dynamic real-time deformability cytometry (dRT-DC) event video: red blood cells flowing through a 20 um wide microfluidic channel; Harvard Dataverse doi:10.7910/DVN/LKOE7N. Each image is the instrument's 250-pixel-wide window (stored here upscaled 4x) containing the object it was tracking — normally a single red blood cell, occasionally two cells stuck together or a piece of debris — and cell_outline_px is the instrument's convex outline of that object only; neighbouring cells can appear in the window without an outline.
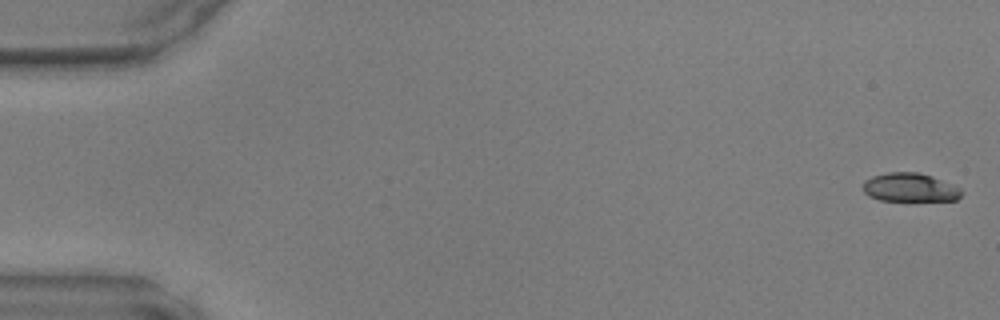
{"species": "common noctule bat (a hibernating species)", "species_latin": "Nyctalus noctula", "temperature_condition": "warm", "stored_images_in_passage": 48, "camera_frame_rate_fps": 3000, "um_per_image_px": 0.085, "animal": {"sex": "male", "body_mass_g": 17.9, "forearm_length_mm": 54.2}, "frame": {"image": 1, "passage_image": 1, "time_ms": 0.0, "image_size_px": [1000, 320], "cell_outline_px": [[964, 192], [956, 200], [880, 200], [868, 196], [864, 192], [864, 180], [872, 176], [888, 172], [916, 172], [932, 176], [952, 184], [960, 188]], "centroid_in_image_um": [77.34, 15.93], "position_along_channel_um": 7.7, "area_um2": 16.36}}
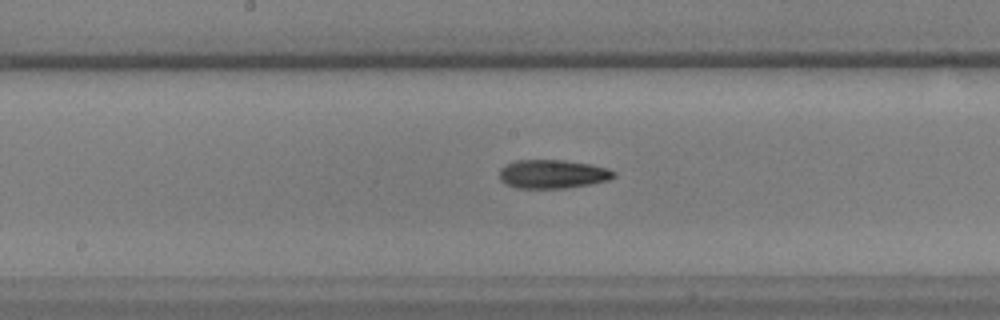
{"frame": {"image": 2, "passage_image": 25, "time_ms": 8.0, "image_size_px": [1000, 320], "cell_outline_px": [[616, 176], [608, 180], [592, 184], [568, 188], [516, 188], [504, 184], [500, 180], [500, 168], [504, 164], [516, 160], [564, 160], [592, 164], [608, 168], [616, 172]], "centroid_in_image_um": [46.97, 14.79], "position_along_channel_um": 201.2, "area_um2": 19.48}}
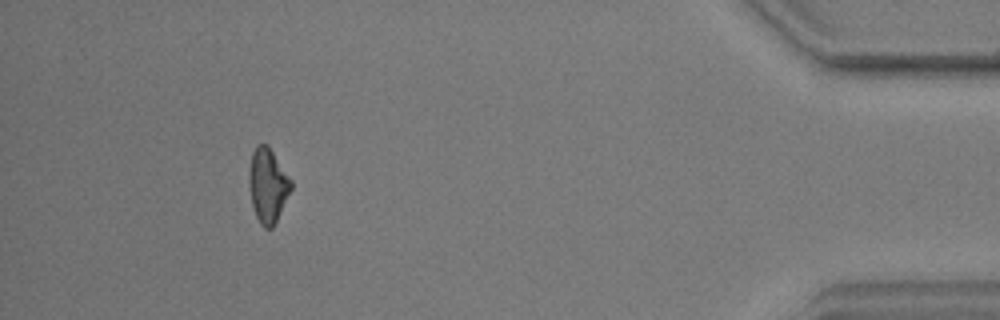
{"frame": {"image": 3, "passage_image": 44, "time_ms": 14.333, "image_size_px": [1000, 320], "cell_outline_px": [[292, 188], [272, 228], [264, 228], [260, 224], [256, 216], [252, 204], [248, 180], [248, 172], [252, 152], [256, 144], [268, 144], [292, 180]], "centroid_in_image_um": [22.75, 15.72], "position_along_channel_um": 412.4, "area_um2": 18.21}}